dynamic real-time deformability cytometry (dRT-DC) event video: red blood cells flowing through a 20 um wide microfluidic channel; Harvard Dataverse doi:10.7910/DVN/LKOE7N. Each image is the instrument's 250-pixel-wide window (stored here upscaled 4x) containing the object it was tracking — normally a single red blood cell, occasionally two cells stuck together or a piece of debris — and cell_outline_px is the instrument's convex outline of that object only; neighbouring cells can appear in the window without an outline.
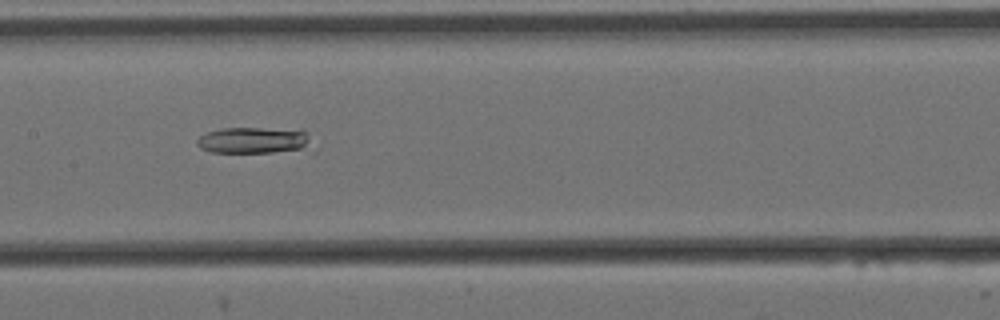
{"species": "Egyptian fruit bat (a non-hibernating species)", "species_latin": "Rousettus aegyptiacus", "temperature_condition": "cold", "stored_images_in_passage": 8, "camera_frame_rate_fps": 3000, "um_per_image_px": 0.085, "animal": {"sex": "female"}, "frame": {"image": 1, "passage_image": 8, "time_ms": 2.333, "image_size_px": [1000, 320], "cell_outline_px": [[320, 148], [316, 152], [212, 152], [200, 148], [196, 144], [196, 140], [200, 136], [208, 132], [220, 128], [304, 128], [308, 132]], "centroid_in_image_um": [21.92, 11.94], "position_along_channel_um": 185.5, "area_um2": 19.19}}